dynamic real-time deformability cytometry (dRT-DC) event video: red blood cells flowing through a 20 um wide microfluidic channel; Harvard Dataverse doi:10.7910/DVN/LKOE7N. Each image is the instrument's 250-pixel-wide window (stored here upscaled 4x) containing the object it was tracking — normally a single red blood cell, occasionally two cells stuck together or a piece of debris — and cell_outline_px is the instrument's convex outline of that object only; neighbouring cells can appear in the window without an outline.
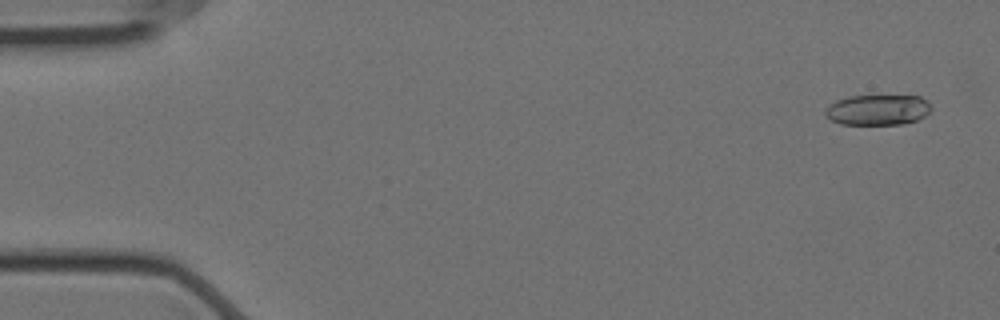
{"species": "Egyptian fruit bat (a non-hibernating species)", "species_latin": "Rousettus aegyptiacus", "temperature_condition": "cold", "stored_images_in_passage": 23, "camera_frame_rate_fps": 3000, "um_per_image_px": 0.085, "animal": {"sex": "female"}, "frame": {"image": 1, "passage_image": 3, "time_ms": 0.667, "image_size_px": [1000, 320], "cell_outline_px": [[932, 108], [924, 116], [916, 120], [900, 124], [840, 124], [824, 116], [824, 112], [828, 104], [836, 100], [848, 96], [920, 96], [928, 100]], "centroid_in_image_um": [74.58, 9.33], "position_along_channel_um": 10.4, "area_um2": 18.9}}
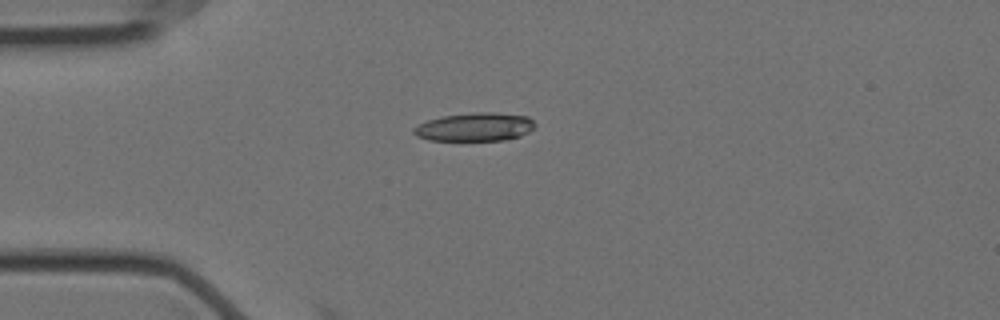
{"frame": {"image": 2, "passage_image": 15, "time_ms": 4.667, "image_size_px": [1000, 320], "cell_outline_px": [[536, 128], [520, 136], [504, 140], [428, 140], [416, 136], [412, 132], [412, 128], [428, 120], [444, 116], [476, 112], [492, 112], [528, 116], [536, 124]], "centroid_in_image_um": [40.38, 10.79], "position_along_channel_um": 44.6, "area_um2": 20.06}}